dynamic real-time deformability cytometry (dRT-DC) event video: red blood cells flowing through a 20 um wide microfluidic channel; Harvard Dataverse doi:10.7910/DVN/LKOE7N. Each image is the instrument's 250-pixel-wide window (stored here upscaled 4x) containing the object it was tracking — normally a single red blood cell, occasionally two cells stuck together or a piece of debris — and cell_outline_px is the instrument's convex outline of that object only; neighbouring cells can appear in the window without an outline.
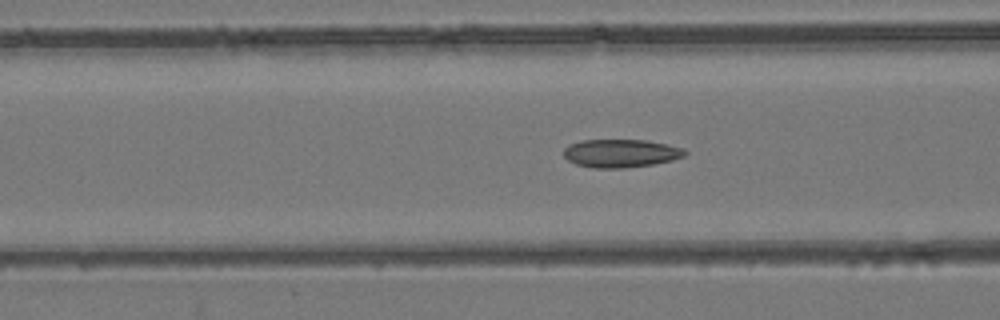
{"species": "common noctule bat (a hibernating species)", "species_latin": "Nyctalus noctula", "temperature_condition": "room temperature", "stored_images_in_passage": 56, "camera_frame_rate_fps": 3000, "um_per_image_px": 0.085, "animal": {"sex": "female", "body_mass_g": 24.6, "forearm_length_mm": 56.2}, "frame": {"image": 1, "passage_image": 22, "time_ms": 7.0, "image_size_px": [1000, 320], "cell_outline_px": [[688, 152], [684, 156], [672, 160], [652, 164], [624, 168], [592, 168], [576, 164], [568, 160], [564, 156], [564, 148], [568, 144], [580, 140], [648, 140], [668, 144], [684, 148]], "centroid_in_image_um": [52.76, 13.02], "position_along_channel_um": 113.8, "area_um2": 20.06}}
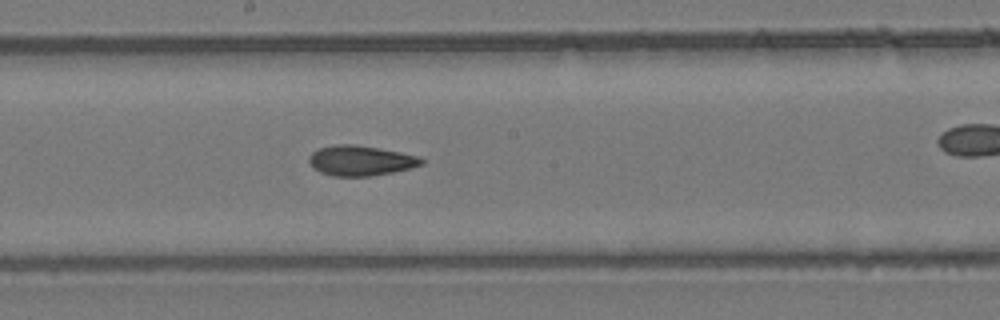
{"frame": {"image": 2, "passage_image": 30, "time_ms": 9.667, "image_size_px": [1000, 320], "cell_outline_px": [[424, 164], [412, 168], [372, 176], [332, 176], [320, 172], [312, 168], [308, 160], [308, 156], [312, 152], [320, 148], [336, 144], [352, 144], [400, 152], [420, 156], [424, 160]], "centroid_in_image_um": [30.65, 13.66], "position_along_channel_um": 217.6, "area_um2": 19.83}}
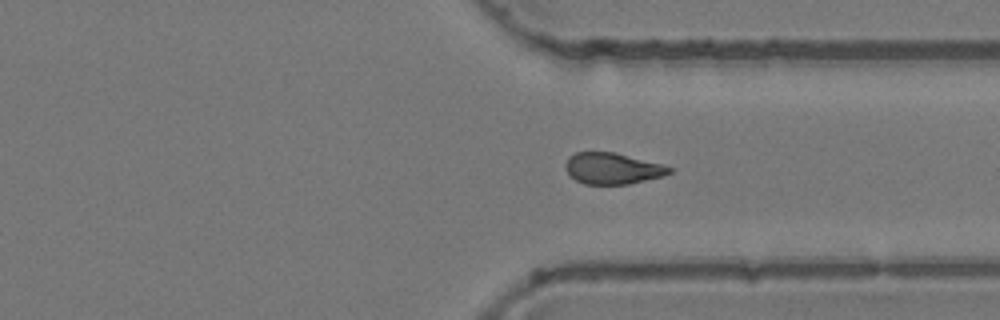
{"frame": {"image": 3, "passage_image": 41, "time_ms": 13.333, "image_size_px": [1000, 320], "cell_outline_px": [[676, 168], [672, 172], [664, 176], [628, 184], [584, 184], [576, 180], [564, 168], [564, 164], [568, 156], [576, 152], [616, 152]], "centroid_in_image_um": [52.07, 14.31], "position_along_channel_um": 359.3, "area_um2": 19.07}, "authors_computed_cell_mechanics": {"area_um2": 19.7387, "velocity_mm_per_s": 3.8726, "shape_relaxation_time_tau1_ms": null, "shape_relaxation_time_tau2_ms": 2.959, "deformation_change_tau1": null, "deformation_change_tau2": 0.1023}}